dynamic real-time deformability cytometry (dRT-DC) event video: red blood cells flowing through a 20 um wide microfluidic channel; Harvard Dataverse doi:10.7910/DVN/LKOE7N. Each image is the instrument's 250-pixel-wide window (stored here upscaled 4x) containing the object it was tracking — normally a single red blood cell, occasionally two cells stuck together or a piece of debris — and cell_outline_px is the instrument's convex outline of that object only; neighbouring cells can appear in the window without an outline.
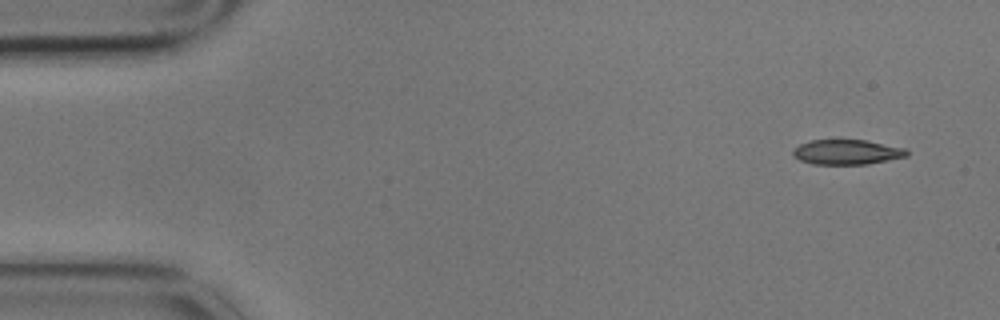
{"species": "common noctule bat (a hibernating species)", "species_latin": "Nyctalus noctula", "temperature_condition": "cold", "stored_images_in_passage": 5, "camera_frame_rate_fps": 3000, "um_per_image_px": 0.085, "animal": {"sex": "male", "body_mass_g": 17.9}, "frame": {"image": 1, "passage_image": 1, "time_ms": 0.0, "image_size_px": [1000, 320], "cell_outline_px": [[908, 156], [868, 164], [812, 164], [800, 160], [792, 152], [800, 144], [812, 140], [864, 140], [908, 148]], "centroid_in_image_um": [72.04, 12.93], "position_along_channel_um": 13.0, "area_um2": 16.42}}
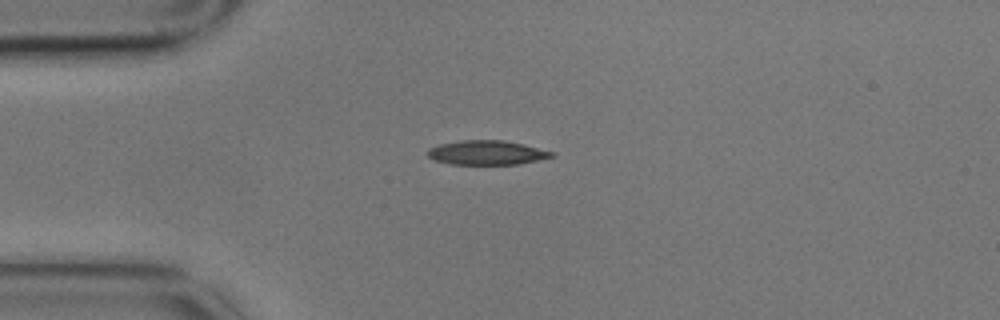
{"frame": {"image": 2, "passage_image": 4, "time_ms": 1.0, "image_size_px": [1000, 320], "cell_outline_px": [[556, 156], [516, 164], [452, 164], [432, 160], [424, 152], [428, 148], [440, 144], [460, 140], [504, 140], [524, 144], [556, 152]], "centroid_in_image_um": [41.35, 12.97], "position_along_channel_um": 43.6, "area_um2": 17.74}}